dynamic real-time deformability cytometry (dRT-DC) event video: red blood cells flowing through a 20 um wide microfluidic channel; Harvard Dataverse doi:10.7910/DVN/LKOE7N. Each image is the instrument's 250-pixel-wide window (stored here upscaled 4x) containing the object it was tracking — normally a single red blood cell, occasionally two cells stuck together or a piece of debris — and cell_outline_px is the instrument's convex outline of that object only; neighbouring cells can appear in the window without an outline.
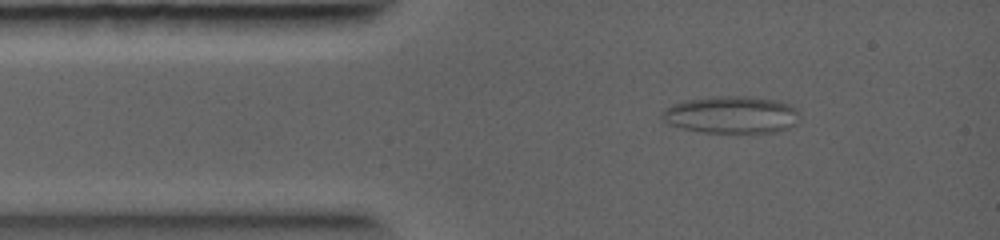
{"species": "common noctule bat (a hibernating species)", "species_latin": "Nyctalus noctula", "temperature_condition": "warm", "stored_images_in_passage": 3, "camera_frame_rate_fps": 5000, "um_per_image_px": 0.085, "animal": {"sex": "female", "body_mass_g": 19.0, "forearm_length_mm": 56.7}, "frame": {"image": 1, "passage_image": 2, "time_ms": 0.8, "image_size_px": [1000, 240], "cell_outline_px": [[800, 112], [796, 124], [780, 132], [736, 136], [700, 132], [680, 128], [668, 124], [660, 120], [660, 112], [664, 108], [672, 104], [684, 100], [712, 96], [748, 96], [780, 100], [796, 108]], "centroid_in_image_um": [62.16, 9.8], "position_along_channel_um": 22.8, "area_um2": 31.62}}